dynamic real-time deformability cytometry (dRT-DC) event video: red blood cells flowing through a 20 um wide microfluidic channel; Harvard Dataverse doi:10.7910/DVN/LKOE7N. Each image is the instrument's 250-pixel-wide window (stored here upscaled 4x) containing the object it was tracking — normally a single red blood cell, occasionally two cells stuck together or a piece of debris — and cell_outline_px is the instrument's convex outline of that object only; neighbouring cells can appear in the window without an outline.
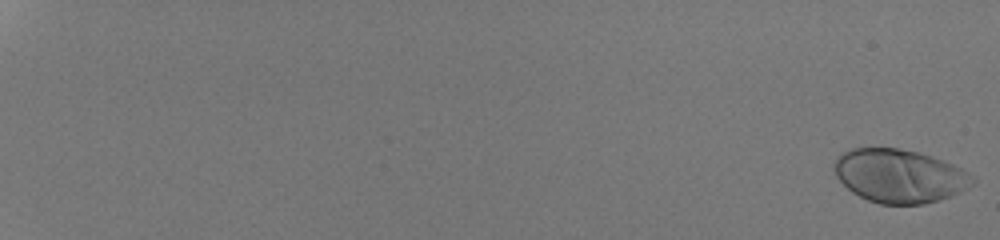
{"species": "human", "species_latin": "Homo sapiens", "temperature_condition": "room temperature", "stored_images_in_passage": 54, "camera_frame_rate_fps": 3000, "um_per_image_px": 0.085, "donor": {"sex": "male"}, "frame": {"image": 1, "passage_image": 1, "time_ms": 0.0, "image_size_px": [1000, 240], "cell_outline_px": [[976, 180], [972, 184], [960, 192], [940, 200], [924, 204], [880, 204], [868, 200], [852, 192], [836, 176], [832, 168], [832, 164], [848, 148], [896, 148], [920, 152], [932, 156], [952, 164], [976, 176]], "centroid_in_image_um": [76.46, 14.95], "position_along_channel_um": 8.5, "area_um2": 43.18}}
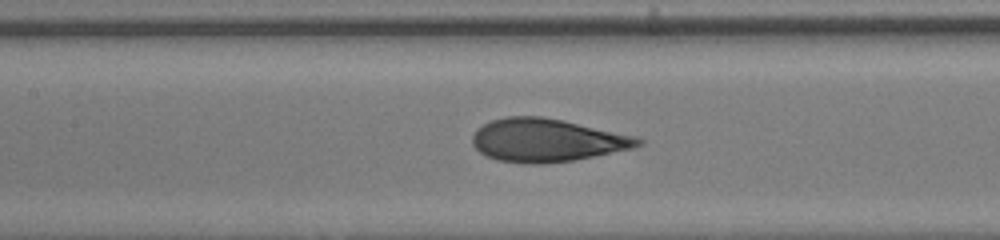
{"frame": {"image": 2, "passage_image": 31, "time_ms": 10.0, "image_size_px": [1000, 240], "cell_outline_px": [[644, 144], [632, 148], [572, 160], [540, 164], [532, 164], [496, 160], [480, 152], [472, 144], [472, 136], [476, 128], [492, 120], [504, 116], [540, 116], [564, 120], [636, 136], [644, 140]], "centroid_in_image_um": [46.46, 11.9], "position_along_channel_um": 160.9, "area_um2": 41.5}}
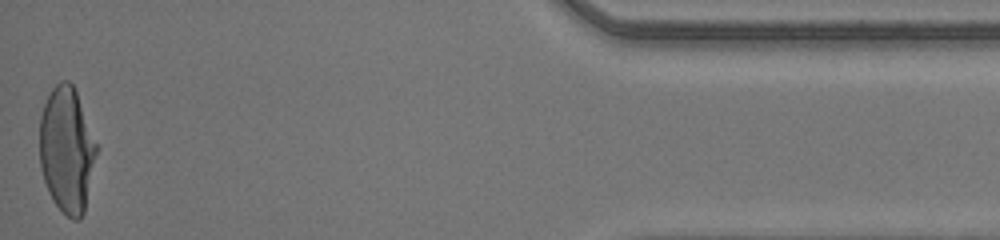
{"frame": {"image": 3, "passage_image": 54, "time_ms": 17.667, "image_size_px": [1000, 240], "cell_outline_px": [[100, 148], [84, 212], [80, 220], [72, 220], [52, 200], [48, 192], [40, 168], [40, 116], [44, 104], [52, 88], [60, 80], [68, 80], [72, 84], [76, 92]], "centroid_in_image_um": [5.71, 12.75], "position_along_channel_um": 429.5, "area_um2": 42.25}, "authors_computed_cell_mechanics": {"area_um2": 41.4137, "velocity_mm_per_s": 4.2574, "shape_relaxation_time_tau1_ms": 4.4879, "shape_relaxation_time_tau2_ms": null, "deformation_change_tau1": 0.2164, "deformation_change_tau2": null}}